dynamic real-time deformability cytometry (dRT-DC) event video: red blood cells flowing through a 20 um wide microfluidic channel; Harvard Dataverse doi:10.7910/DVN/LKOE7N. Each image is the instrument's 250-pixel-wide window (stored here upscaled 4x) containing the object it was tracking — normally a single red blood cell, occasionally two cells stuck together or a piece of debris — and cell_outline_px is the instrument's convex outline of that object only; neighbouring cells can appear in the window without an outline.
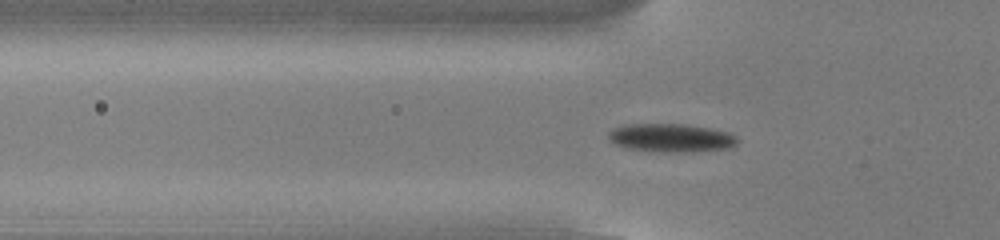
{"species": "common noctule bat (a hibernating species)", "species_latin": "Nyctalus noctula", "temperature_condition": "cold", "stored_images_in_passage": 54, "camera_frame_rate_fps": 3000, "um_per_image_px": 0.085, "animal": {"sex": "male", "body_mass_g": 13.0, "forearm_length_mm": 53.1}, "frame": {"image": 1, "passage_image": 18, "time_ms": 5.667, "image_size_px": [1000, 240], "cell_outline_px": [[740, 140], [736, 144], [724, 148], [684, 152], [648, 152], [624, 148], [608, 140], [608, 132], [612, 128], [624, 124], [684, 124], [708, 128], [728, 132], [736, 136]], "centroid_in_image_um": [56.95, 11.72], "position_along_channel_um": 68.9, "area_um2": 21.5}}
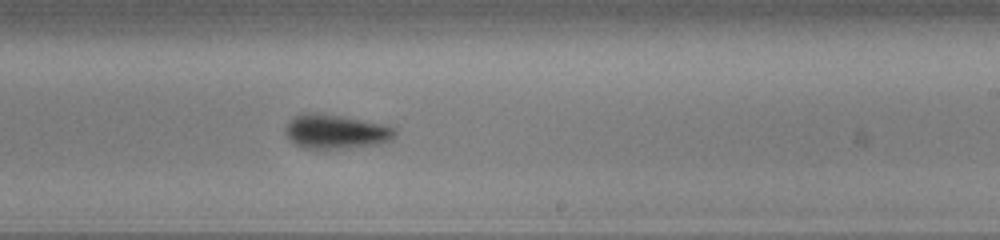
{"frame": {"image": 2, "passage_image": 33, "time_ms": 10.667, "image_size_px": [1000, 240], "cell_outline_px": [[396, 132], [392, 140], [380, 144], [340, 148], [304, 148], [296, 144], [284, 132], [284, 128], [288, 120], [292, 116], [300, 112], [312, 112], [340, 116], [388, 124], [396, 128]], "centroid_in_image_um": [28.54, 11.16], "position_along_channel_um": 260.5, "area_um2": 22.08}}
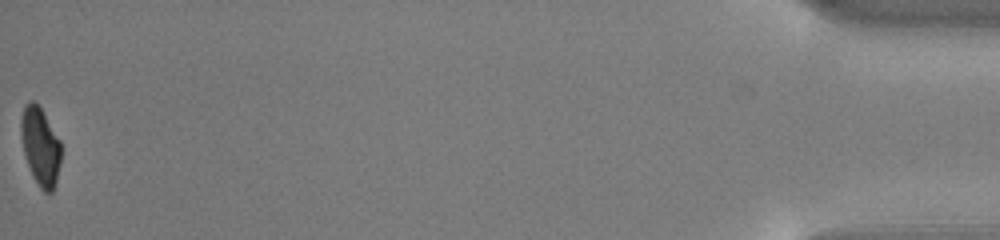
{"frame": {"image": 3, "passage_image": 54, "time_ms": 17.667, "image_size_px": [1000, 240], "cell_outline_px": [[60, 164], [56, 180], [52, 192], [44, 192], [40, 188], [32, 176], [24, 156], [20, 136], [20, 120], [24, 104], [28, 100], [32, 100], [40, 108], [60, 140]], "centroid_in_image_um": [3.39, 12.44], "position_along_channel_um": 431.8, "area_um2": 18.26}, "authors_computed_cell_mechanics": {"area_um2": 20.23, "velocity_mm_per_s": 3.8507, "shape_relaxation_time_tau1_ms": 1.9577, "shape_relaxation_time_tau2_ms": null, "deformation_change_tau1": 0.1134, "deformation_change_tau2": null}}